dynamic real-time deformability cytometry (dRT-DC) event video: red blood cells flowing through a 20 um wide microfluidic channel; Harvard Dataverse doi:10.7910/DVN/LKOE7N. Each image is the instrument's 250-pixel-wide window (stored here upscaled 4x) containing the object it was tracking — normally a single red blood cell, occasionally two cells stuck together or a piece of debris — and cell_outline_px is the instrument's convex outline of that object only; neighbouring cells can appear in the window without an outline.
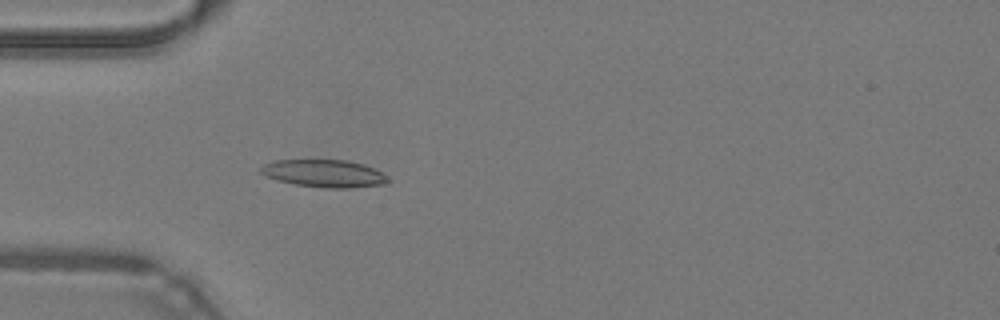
{"species": "common noctule bat (a hibernating species)", "species_latin": "Nyctalus noctula", "temperature_condition": "warm", "stored_images_in_passage": 41, "camera_frame_rate_fps": 3000, "um_per_image_px": 0.085, "animal": {"sex": "male", "body_mass_g": 19.2, "forearm_length_mm": 51.8}, "frame": {"image": 1, "passage_image": 8, "time_ms": 2.333, "image_size_px": [1000, 320], "cell_outline_px": [[388, 180], [384, 184], [352, 188], [328, 188], [292, 184], [276, 180], [264, 176], [260, 172], [260, 168], [264, 164], [276, 160], [348, 160], [364, 164], [380, 172]], "centroid_in_image_um": [27.49, 14.74], "position_along_channel_um": 57.5, "area_um2": 20.35}}
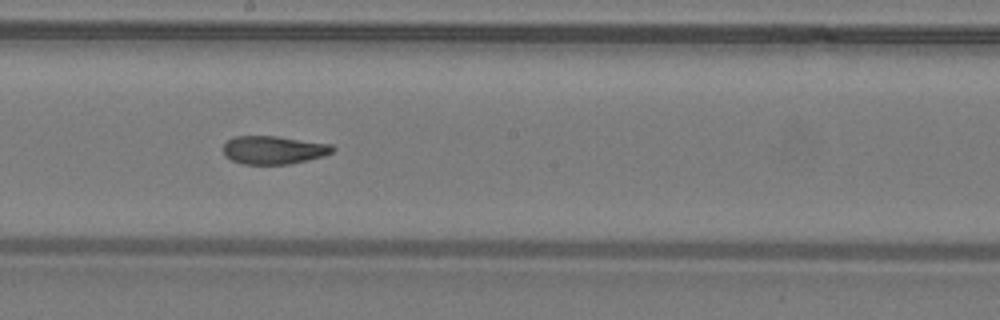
{"frame": {"image": 2, "passage_image": 20, "time_ms": 6.333, "image_size_px": [1000, 320], "cell_outline_px": [[336, 148], [332, 152], [324, 156], [288, 164], [244, 164], [232, 160], [224, 156], [224, 144], [232, 136], [276, 136], [332, 144]], "centroid_in_image_um": [23.26, 12.74], "position_along_channel_um": 224.9, "area_um2": 17.98}}
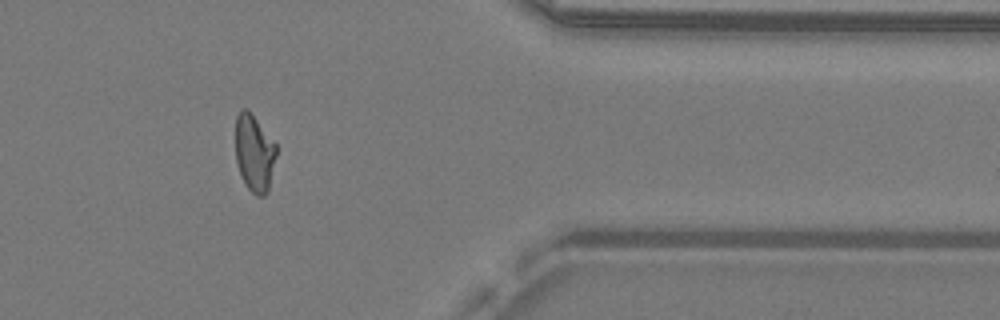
{"frame": {"image": 3, "passage_image": 33, "time_ms": 10.667, "image_size_px": [1000, 320], "cell_outline_px": [[276, 156], [268, 192], [264, 196], [256, 196], [244, 184], [236, 160], [236, 116], [240, 108], [248, 108], [276, 144]], "centroid_in_image_um": [21.61, 12.99], "position_along_channel_um": 389.8, "area_um2": 18.44}, "authors_computed_cell_mechanics": {"area_um2": 18.6694, "velocity_mm_per_s": 4.3089, "shape_relaxation_time_tau1_ms": 10.0488, "shape_relaxation_time_tau2_ms": 2.1241, "deformation_change_tau1": 0.2534, "deformation_change_tau2": 0.0966}}